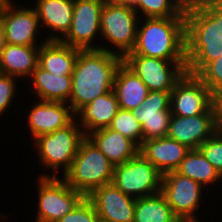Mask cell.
Listing matches in <instances>:
<instances>
[{"label": "cell", "instance_id": "cell-12", "mask_svg": "<svg viewBox=\"0 0 222 222\" xmlns=\"http://www.w3.org/2000/svg\"><path fill=\"white\" fill-rule=\"evenodd\" d=\"M222 127V105L215 103L206 113L181 117L171 115L167 137L198 149Z\"/></svg>", "mask_w": 222, "mask_h": 222}, {"label": "cell", "instance_id": "cell-17", "mask_svg": "<svg viewBox=\"0 0 222 222\" xmlns=\"http://www.w3.org/2000/svg\"><path fill=\"white\" fill-rule=\"evenodd\" d=\"M87 198L92 202L101 222H133L136 199L124 194L113 183L93 190Z\"/></svg>", "mask_w": 222, "mask_h": 222}, {"label": "cell", "instance_id": "cell-10", "mask_svg": "<svg viewBox=\"0 0 222 222\" xmlns=\"http://www.w3.org/2000/svg\"><path fill=\"white\" fill-rule=\"evenodd\" d=\"M17 0L0 3V19L4 27L6 43L11 45L41 46L47 42L42 33L37 12L34 7L17 4ZM20 5V6H19ZM40 40H39V37ZM39 40V41H37ZM39 42V43H37Z\"/></svg>", "mask_w": 222, "mask_h": 222}, {"label": "cell", "instance_id": "cell-29", "mask_svg": "<svg viewBox=\"0 0 222 222\" xmlns=\"http://www.w3.org/2000/svg\"><path fill=\"white\" fill-rule=\"evenodd\" d=\"M108 128L120 132L138 147H140L143 142L141 124L130 110L120 108Z\"/></svg>", "mask_w": 222, "mask_h": 222}, {"label": "cell", "instance_id": "cell-21", "mask_svg": "<svg viewBox=\"0 0 222 222\" xmlns=\"http://www.w3.org/2000/svg\"><path fill=\"white\" fill-rule=\"evenodd\" d=\"M40 46L11 45L6 43L0 57V74L28 82L38 66Z\"/></svg>", "mask_w": 222, "mask_h": 222}, {"label": "cell", "instance_id": "cell-36", "mask_svg": "<svg viewBox=\"0 0 222 222\" xmlns=\"http://www.w3.org/2000/svg\"><path fill=\"white\" fill-rule=\"evenodd\" d=\"M137 2L138 0H127V6L133 7Z\"/></svg>", "mask_w": 222, "mask_h": 222}, {"label": "cell", "instance_id": "cell-25", "mask_svg": "<svg viewBox=\"0 0 222 222\" xmlns=\"http://www.w3.org/2000/svg\"><path fill=\"white\" fill-rule=\"evenodd\" d=\"M79 51L60 41H47L40 46L38 65L52 75H72Z\"/></svg>", "mask_w": 222, "mask_h": 222}, {"label": "cell", "instance_id": "cell-23", "mask_svg": "<svg viewBox=\"0 0 222 222\" xmlns=\"http://www.w3.org/2000/svg\"><path fill=\"white\" fill-rule=\"evenodd\" d=\"M86 136L114 166L125 163L139 152V147L133 141L108 127L92 131Z\"/></svg>", "mask_w": 222, "mask_h": 222}, {"label": "cell", "instance_id": "cell-13", "mask_svg": "<svg viewBox=\"0 0 222 222\" xmlns=\"http://www.w3.org/2000/svg\"><path fill=\"white\" fill-rule=\"evenodd\" d=\"M102 8L99 0H74L71 27L60 42L80 50H99Z\"/></svg>", "mask_w": 222, "mask_h": 222}, {"label": "cell", "instance_id": "cell-1", "mask_svg": "<svg viewBox=\"0 0 222 222\" xmlns=\"http://www.w3.org/2000/svg\"><path fill=\"white\" fill-rule=\"evenodd\" d=\"M186 72L197 75L222 55V0H188L185 7Z\"/></svg>", "mask_w": 222, "mask_h": 222}, {"label": "cell", "instance_id": "cell-15", "mask_svg": "<svg viewBox=\"0 0 222 222\" xmlns=\"http://www.w3.org/2000/svg\"><path fill=\"white\" fill-rule=\"evenodd\" d=\"M171 92L149 91L139 107L132 110L141 124L143 141L167 135L171 118Z\"/></svg>", "mask_w": 222, "mask_h": 222}, {"label": "cell", "instance_id": "cell-26", "mask_svg": "<svg viewBox=\"0 0 222 222\" xmlns=\"http://www.w3.org/2000/svg\"><path fill=\"white\" fill-rule=\"evenodd\" d=\"M175 171L202 184L206 189L212 185L215 187V184L216 188H219V184L222 186V177L199 149H191Z\"/></svg>", "mask_w": 222, "mask_h": 222}, {"label": "cell", "instance_id": "cell-14", "mask_svg": "<svg viewBox=\"0 0 222 222\" xmlns=\"http://www.w3.org/2000/svg\"><path fill=\"white\" fill-rule=\"evenodd\" d=\"M215 103L209 88L196 75L187 72L171 91L172 115L189 117L204 114Z\"/></svg>", "mask_w": 222, "mask_h": 222}, {"label": "cell", "instance_id": "cell-6", "mask_svg": "<svg viewBox=\"0 0 222 222\" xmlns=\"http://www.w3.org/2000/svg\"><path fill=\"white\" fill-rule=\"evenodd\" d=\"M139 19L138 13L131 6H103L100 18L102 42L99 50L124 58L135 47Z\"/></svg>", "mask_w": 222, "mask_h": 222}, {"label": "cell", "instance_id": "cell-32", "mask_svg": "<svg viewBox=\"0 0 222 222\" xmlns=\"http://www.w3.org/2000/svg\"><path fill=\"white\" fill-rule=\"evenodd\" d=\"M18 80L10 75L0 74V118L9 113L12 103L16 101L17 90L21 87L17 84Z\"/></svg>", "mask_w": 222, "mask_h": 222}, {"label": "cell", "instance_id": "cell-37", "mask_svg": "<svg viewBox=\"0 0 222 222\" xmlns=\"http://www.w3.org/2000/svg\"><path fill=\"white\" fill-rule=\"evenodd\" d=\"M3 215H5V216H3ZM6 217V214H3L2 212L0 213V221L1 220H3V222H4V218Z\"/></svg>", "mask_w": 222, "mask_h": 222}, {"label": "cell", "instance_id": "cell-8", "mask_svg": "<svg viewBox=\"0 0 222 222\" xmlns=\"http://www.w3.org/2000/svg\"><path fill=\"white\" fill-rule=\"evenodd\" d=\"M37 202L34 222H57L85 197L61 177H37Z\"/></svg>", "mask_w": 222, "mask_h": 222}, {"label": "cell", "instance_id": "cell-35", "mask_svg": "<svg viewBox=\"0 0 222 222\" xmlns=\"http://www.w3.org/2000/svg\"><path fill=\"white\" fill-rule=\"evenodd\" d=\"M5 45H6V40H5V34H4V27L0 19V57H1L3 49L5 48Z\"/></svg>", "mask_w": 222, "mask_h": 222}, {"label": "cell", "instance_id": "cell-4", "mask_svg": "<svg viewBox=\"0 0 222 222\" xmlns=\"http://www.w3.org/2000/svg\"><path fill=\"white\" fill-rule=\"evenodd\" d=\"M86 137L82 127L74 118L68 125L52 133L38 136L32 141L37 160L33 165L42 166L37 177H60L70 168L82 140ZM37 162V163H36ZM44 167V168H43ZM51 170V171H50ZM62 171V172H61ZM51 172V173H50ZM53 172V173H52ZM60 174H58V173Z\"/></svg>", "mask_w": 222, "mask_h": 222}, {"label": "cell", "instance_id": "cell-31", "mask_svg": "<svg viewBox=\"0 0 222 222\" xmlns=\"http://www.w3.org/2000/svg\"><path fill=\"white\" fill-rule=\"evenodd\" d=\"M198 149L222 177V127Z\"/></svg>", "mask_w": 222, "mask_h": 222}, {"label": "cell", "instance_id": "cell-22", "mask_svg": "<svg viewBox=\"0 0 222 222\" xmlns=\"http://www.w3.org/2000/svg\"><path fill=\"white\" fill-rule=\"evenodd\" d=\"M119 109L116 95L111 90L82 107L75 114V118L87 135L92 131L107 128Z\"/></svg>", "mask_w": 222, "mask_h": 222}, {"label": "cell", "instance_id": "cell-20", "mask_svg": "<svg viewBox=\"0 0 222 222\" xmlns=\"http://www.w3.org/2000/svg\"><path fill=\"white\" fill-rule=\"evenodd\" d=\"M28 84L24 90H31L29 93L38 100L68 103L72 93V75H52L39 65L33 71Z\"/></svg>", "mask_w": 222, "mask_h": 222}, {"label": "cell", "instance_id": "cell-3", "mask_svg": "<svg viewBox=\"0 0 222 222\" xmlns=\"http://www.w3.org/2000/svg\"><path fill=\"white\" fill-rule=\"evenodd\" d=\"M127 55L186 60L185 17L140 18L135 47Z\"/></svg>", "mask_w": 222, "mask_h": 222}, {"label": "cell", "instance_id": "cell-28", "mask_svg": "<svg viewBox=\"0 0 222 222\" xmlns=\"http://www.w3.org/2000/svg\"><path fill=\"white\" fill-rule=\"evenodd\" d=\"M188 0H138L133 6L140 18L185 17Z\"/></svg>", "mask_w": 222, "mask_h": 222}, {"label": "cell", "instance_id": "cell-5", "mask_svg": "<svg viewBox=\"0 0 222 222\" xmlns=\"http://www.w3.org/2000/svg\"><path fill=\"white\" fill-rule=\"evenodd\" d=\"M113 173L114 165L86 136L70 168L60 177L87 197L96 188L112 183Z\"/></svg>", "mask_w": 222, "mask_h": 222}, {"label": "cell", "instance_id": "cell-16", "mask_svg": "<svg viewBox=\"0 0 222 222\" xmlns=\"http://www.w3.org/2000/svg\"><path fill=\"white\" fill-rule=\"evenodd\" d=\"M32 108L25 111L27 116L25 124L31 134L32 141L40 135L49 134L57 129L68 125L74 118L75 114L72 112L68 103L59 101H43L35 99ZM28 121V122H27Z\"/></svg>", "mask_w": 222, "mask_h": 222}, {"label": "cell", "instance_id": "cell-34", "mask_svg": "<svg viewBox=\"0 0 222 222\" xmlns=\"http://www.w3.org/2000/svg\"><path fill=\"white\" fill-rule=\"evenodd\" d=\"M103 6L127 5V0H99Z\"/></svg>", "mask_w": 222, "mask_h": 222}, {"label": "cell", "instance_id": "cell-7", "mask_svg": "<svg viewBox=\"0 0 222 222\" xmlns=\"http://www.w3.org/2000/svg\"><path fill=\"white\" fill-rule=\"evenodd\" d=\"M208 191L211 194L202 184L176 171L162 175L161 193L181 222H202L197 212L201 211V204L207 199L203 195H207Z\"/></svg>", "mask_w": 222, "mask_h": 222}, {"label": "cell", "instance_id": "cell-2", "mask_svg": "<svg viewBox=\"0 0 222 222\" xmlns=\"http://www.w3.org/2000/svg\"><path fill=\"white\" fill-rule=\"evenodd\" d=\"M123 58L103 50H80L72 72L68 104L74 114L98 96L113 90L114 76Z\"/></svg>", "mask_w": 222, "mask_h": 222}, {"label": "cell", "instance_id": "cell-24", "mask_svg": "<svg viewBox=\"0 0 222 222\" xmlns=\"http://www.w3.org/2000/svg\"><path fill=\"white\" fill-rule=\"evenodd\" d=\"M113 92L119 107L132 111L142 105L149 90L133 70L122 61L115 72Z\"/></svg>", "mask_w": 222, "mask_h": 222}, {"label": "cell", "instance_id": "cell-19", "mask_svg": "<svg viewBox=\"0 0 222 222\" xmlns=\"http://www.w3.org/2000/svg\"><path fill=\"white\" fill-rule=\"evenodd\" d=\"M190 150L186 145L167 136L145 140L139 147V153L162 174L175 171Z\"/></svg>", "mask_w": 222, "mask_h": 222}, {"label": "cell", "instance_id": "cell-27", "mask_svg": "<svg viewBox=\"0 0 222 222\" xmlns=\"http://www.w3.org/2000/svg\"><path fill=\"white\" fill-rule=\"evenodd\" d=\"M133 222H181L167 203L164 195L158 192L135 201Z\"/></svg>", "mask_w": 222, "mask_h": 222}, {"label": "cell", "instance_id": "cell-33", "mask_svg": "<svg viewBox=\"0 0 222 222\" xmlns=\"http://www.w3.org/2000/svg\"><path fill=\"white\" fill-rule=\"evenodd\" d=\"M57 222H101L92 202L84 197L77 206Z\"/></svg>", "mask_w": 222, "mask_h": 222}, {"label": "cell", "instance_id": "cell-11", "mask_svg": "<svg viewBox=\"0 0 222 222\" xmlns=\"http://www.w3.org/2000/svg\"><path fill=\"white\" fill-rule=\"evenodd\" d=\"M123 62L143 81L149 91L171 92L186 73V60H165L126 55Z\"/></svg>", "mask_w": 222, "mask_h": 222}, {"label": "cell", "instance_id": "cell-18", "mask_svg": "<svg viewBox=\"0 0 222 222\" xmlns=\"http://www.w3.org/2000/svg\"><path fill=\"white\" fill-rule=\"evenodd\" d=\"M33 3L30 6L37 12L40 27L44 28L42 32L47 30L43 32L45 39L61 41L71 27L74 0H36Z\"/></svg>", "mask_w": 222, "mask_h": 222}, {"label": "cell", "instance_id": "cell-9", "mask_svg": "<svg viewBox=\"0 0 222 222\" xmlns=\"http://www.w3.org/2000/svg\"><path fill=\"white\" fill-rule=\"evenodd\" d=\"M162 173L141 153L114 166L112 183L135 199L161 192Z\"/></svg>", "mask_w": 222, "mask_h": 222}, {"label": "cell", "instance_id": "cell-30", "mask_svg": "<svg viewBox=\"0 0 222 222\" xmlns=\"http://www.w3.org/2000/svg\"><path fill=\"white\" fill-rule=\"evenodd\" d=\"M196 76L209 88L216 103L222 105V55L208 63Z\"/></svg>", "mask_w": 222, "mask_h": 222}]
</instances>
